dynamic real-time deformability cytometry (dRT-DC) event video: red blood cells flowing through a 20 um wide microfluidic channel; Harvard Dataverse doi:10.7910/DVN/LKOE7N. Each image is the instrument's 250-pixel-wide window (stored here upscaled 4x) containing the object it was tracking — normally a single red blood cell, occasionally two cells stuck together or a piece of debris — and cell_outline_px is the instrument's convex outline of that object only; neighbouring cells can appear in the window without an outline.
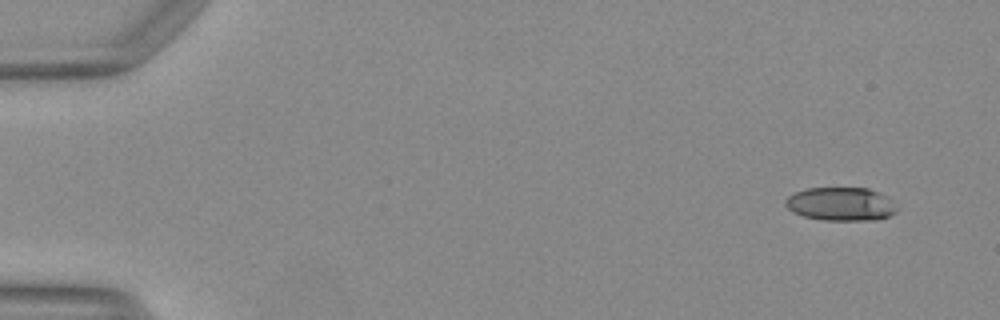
{"species": "Egyptian fruit bat (a non-hibernating species)", "species_latin": "Rousettus aegyptiacus", "temperature_condition": "warm", "stored_images_in_passage": 12, "camera_frame_rate_fps": 3000, "um_per_image_px": 0.085, "animal": {"sex": "female"}, "frame": {"image": 1, "passage_image": 1, "time_ms": 0.0, "image_size_px": [1000, 320], "cell_outline_px": [[896, 212], [888, 216], [872, 220], [824, 220], [804, 216], [792, 212], [784, 204], [784, 200], [788, 196], [804, 188], [868, 188], [880, 192], [896, 208]], "centroid_in_image_um": [71.4, 17.34], "position_along_channel_um": 13.6, "area_um2": 21.5}}
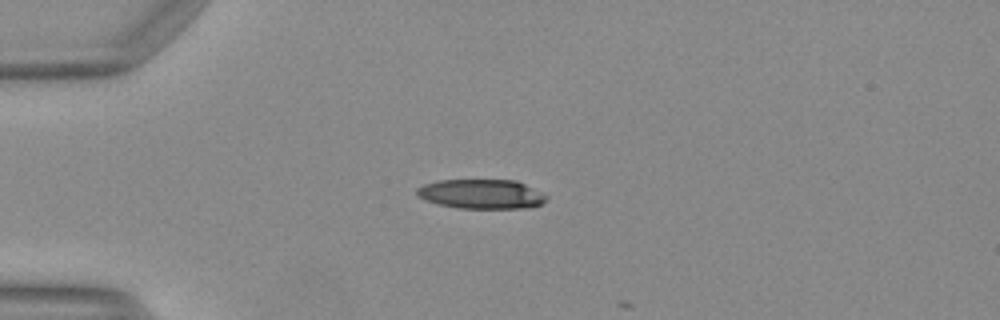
{"frame": {"image": 2, "passage_image": 11, "time_ms": 3.333, "image_size_px": [1000, 320], "cell_outline_px": [[548, 200], [540, 204], [524, 208], [460, 208], [440, 204], [416, 196], [416, 188], [424, 184], [436, 180], [516, 180], [548, 196]], "centroid_in_image_um": [40.9, 16.48], "position_along_channel_um": 44.1, "area_um2": 22.08}}